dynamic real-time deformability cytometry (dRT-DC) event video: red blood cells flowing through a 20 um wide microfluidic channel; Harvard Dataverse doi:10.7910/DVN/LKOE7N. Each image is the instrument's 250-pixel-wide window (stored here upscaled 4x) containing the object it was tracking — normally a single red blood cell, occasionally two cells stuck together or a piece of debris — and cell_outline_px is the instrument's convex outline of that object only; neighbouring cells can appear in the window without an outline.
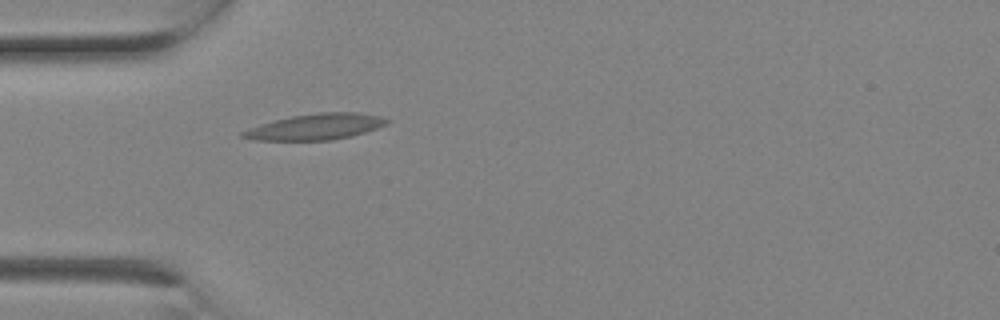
{"species": "Egyptian fruit bat (a non-hibernating species)", "species_latin": "Rousettus aegyptiacus", "temperature_condition": "room temperature", "stored_images_in_passage": 2, "camera_frame_rate_fps": 3000, "um_per_image_px": 0.085, "animal": {"sex": "female"}, "frame": {"image": 1, "passage_image": 2, "time_ms": 0.333, "image_size_px": [1000, 320], "cell_outline_px": [[388, 124], [352, 136], [332, 140], [256, 140], [240, 136], [240, 132], [248, 128], [260, 124], [292, 116], [320, 112], [360, 112], [380, 116], [388, 120]], "centroid_in_image_um": [26.83, 10.77], "position_along_channel_um": 58.2, "area_um2": 21.68}}